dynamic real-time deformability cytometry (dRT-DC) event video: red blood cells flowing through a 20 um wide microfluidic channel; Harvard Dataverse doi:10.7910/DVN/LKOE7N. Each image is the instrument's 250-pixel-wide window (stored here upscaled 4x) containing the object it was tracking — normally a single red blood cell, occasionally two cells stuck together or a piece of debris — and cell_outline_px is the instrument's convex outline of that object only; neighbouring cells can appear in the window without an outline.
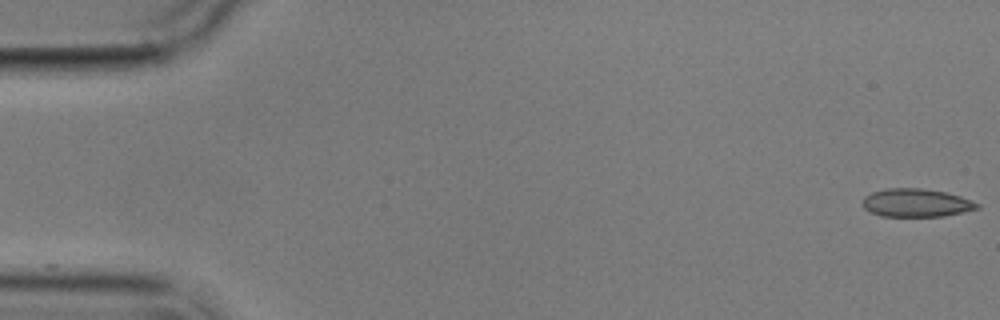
{"species": "common noctule bat (a hibernating species)", "species_latin": "Nyctalus noctula", "temperature_condition": "cold", "stored_images_in_passage": 6, "segment_of_instrument_passage": [1, 2], "camera_frame_rate_fps": 3000, "um_per_image_px": 0.085, "animal": {"sex": "male", "body_mass_g": 17.9}, "frame": {"image": 1, "passage_image": 1, "time_ms": 0.0, "image_size_px": [1000, 320], "cell_outline_px": [[980, 208], [964, 212], [944, 216], [880, 216], [864, 208], [864, 196], [872, 192], [888, 188], [920, 188], [944, 192], [960, 196], [980, 204]], "centroid_in_image_um": [77.9, 17.24], "position_along_channel_um": 7.1, "area_um2": 18.67}}